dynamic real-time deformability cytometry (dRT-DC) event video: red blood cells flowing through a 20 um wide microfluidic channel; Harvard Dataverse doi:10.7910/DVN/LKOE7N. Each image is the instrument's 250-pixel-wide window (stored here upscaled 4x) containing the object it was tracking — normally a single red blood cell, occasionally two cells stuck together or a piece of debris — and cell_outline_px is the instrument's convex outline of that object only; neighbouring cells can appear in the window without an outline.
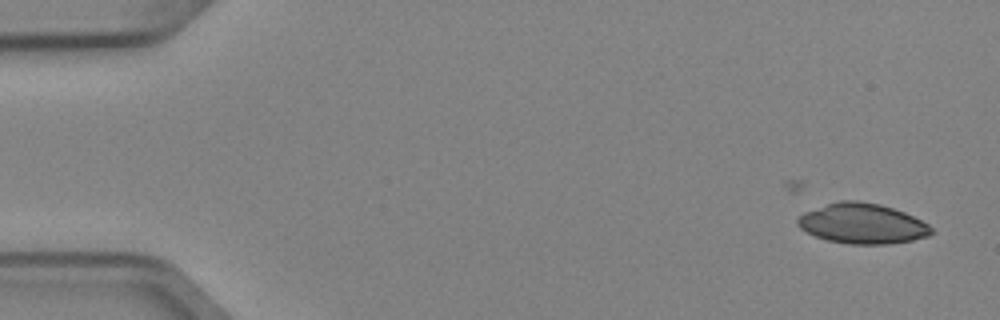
{"species": "Egyptian fruit bat (a non-hibernating species)", "species_latin": "Rousettus aegyptiacus", "temperature_condition": "cold", "stored_images_in_passage": 8, "camera_frame_rate_fps": 3000, "um_per_image_px": 0.085, "animal": {"sex": "female"}, "frame": {"image": 1, "passage_image": 3, "time_ms": 0.667, "image_size_px": [1000, 320], "cell_outline_px": [[932, 232], [928, 236], [912, 240], [888, 244], [848, 244], [828, 240], [816, 236], [800, 228], [796, 224], [796, 220], [804, 212], [840, 200], [856, 200], [880, 204], [904, 212], [928, 224], [932, 228]], "centroid_in_image_um": [73.29, 19.0], "position_along_channel_um": 11.7, "area_um2": 31.1}}
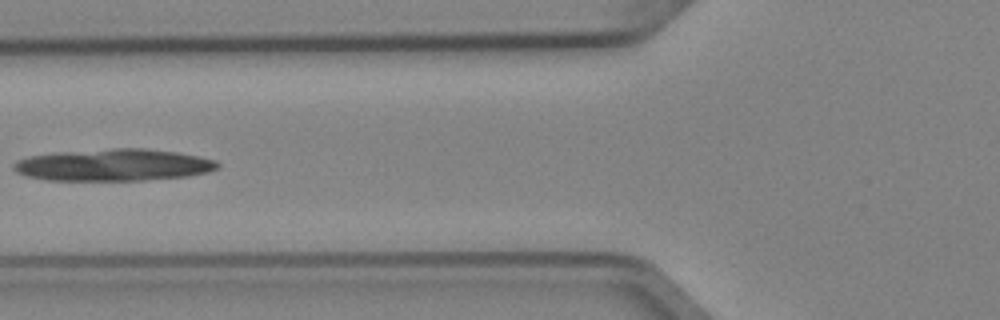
{"frame": {"image": 2, "passage_image": 8, "time_ms": 2.333, "image_size_px": [1000, 320], "cell_outline_px": [[220, 164], [216, 168], [208, 172], [188, 176], [144, 180], [48, 180], [28, 176], [16, 172], [12, 168], [12, 164], [16, 160], [28, 156], [56, 152], [112, 148], [144, 148], [176, 152], [216, 160]], "centroid_in_image_um": [9.61, 14.01], "position_along_channel_um": 116.2, "area_um2": 38.03}}